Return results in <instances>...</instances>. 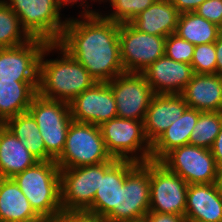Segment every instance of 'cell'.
<instances>
[{
  "label": "cell",
  "mask_w": 222,
  "mask_h": 222,
  "mask_svg": "<svg viewBox=\"0 0 222 222\" xmlns=\"http://www.w3.org/2000/svg\"><path fill=\"white\" fill-rule=\"evenodd\" d=\"M194 44L173 33L166 37L165 55L174 61L191 64Z\"/></svg>",
  "instance_id": "obj_32"
},
{
  "label": "cell",
  "mask_w": 222,
  "mask_h": 222,
  "mask_svg": "<svg viewBox=\"0 0 222 222\" xmlns=\"http://www.w3.org/2000/svg\"><path fill=\"white\" fill-rule=\"evenodd\" d=\"M39 81H7L0 79V121L28 112L37 94Z\"/></svg>",
  "instance_id": "obj_24"
},
{
  "label": "cell",
  "mask_w": 222,
  "mask_h": 222,
  "mask_svg": "<svg viewBox=\"0 0 222 222\" xmlns=\"http://www.w3.org/2000/svg\"><path fill=\"white\" fill-rule=\"evenodd\" d=\"M179 14L170 0H156L130 24L140 32L167 37L176 32Z\"/></svg>",
  "instance_id": "obj_21"
},
{
  "label": "cell",
  "mask_w": 222,
  "mask_h": 222,
  "mask_svg": "<svg viewBox=\"0 0 222 222\" xmlns=\"http://www.w3.org/2000/svg\"><path fill=\"white\" fill-rule=\"evenodd\" d=\"M34 211L45 222H57L61 206L60 168L55 160L38 161L13 177Z\"/></svg>",
  "instance_id": "obj_3"
},
{
  "label": "cell",
  "mask_w": 222,
  "mask_h": 222,
  "mask_svg": "<svg viewBox=\"0 0 222 222\" xmlns=\"http://www.w3.org/2000/svg\"><path fill=\"white\" fill-rule=\"evenodd\" d=\"M141 73L155 94H181L194 75L191 64L174 61L166 55Z\"/></svg>",
  "instance_id": "obj_17"
},
{
  "label": "cell",
  "mask_w": 222,
  "mask_h": 222,
  "mask_svg": "<svg viewBox=\"0 0 222 222\" xmlns=\"http://www.w3.org/2000/svg\"><path fill=\"white\" fill-rule=\"evenodd\" d=\"M191 66L197 74H216L215 42L196 45Z\"/></svg>",
  "instance_id": "obj_31"
},
{
  "label": "cell",
  "mask_w": 222,
  "mask_h": 222,
  "mask_svg": "<svg viewBox=\"0 0 222 222\" xmlns=\"http://www.w3.org/2000/svg\"><path fill=\"white\" fill-rule=\"evenodd\" d=\"M0 222H45L13 178L0 177Z\"/></svg>",
  "instance_id": "obj_22"
},
{
  "label": "cell",
  "mask_w": 222,
  "mask_h": 222,
  "mask_svg": "<svg viewBox=\"0 0 222 222\" xmlns=\"http://www.w3.org/2000/svg\"><path fill=\"white\" fill-rule=\"evenodd\" d=\"M201 111L188 107L151 145V160L160 161L171 150L189 144L193 127Z\"/></svg>",
  "instance_id": "obj_25"
},
{
  "label": "cell",
  "mask_w": 222,
  "mask_h": 222,
  "mask_svg": "<svg viewBox=\"0 0 222 222\" xmlns=\"http://www.w3.org/2000/svg\"><path fill=\"white\" fill-rule=\"evenodd\" d=\"M222 127V112H201L189 139L190 145L210 149Z\"/></svg>",
  "instance_id": "obj_29"
},
{
  "label": "cell",
  "mask_w": 222,
  "mask_h": 222,
  "mask_svg": "<svg viewBox=\"0 0 222 222\" xmlns=\"http://www.w3.org/2000/svg\"><path fill=\"white\" fill-rule=\"evenodd\" d=\"M66 4H70L71 3V5H73V4H76L79 0H63ZM84 1V2H83ZM92 1H96V0H92ZM101 2V0H98V2ZM81 2L82 3H80L81 4V7H82V5H85L84 3H86V5L85 6H87V4H88V2H86V0H81Z\"/></svg>",
  "instance_id": "obj_40"
},
{
  "label": "cell",
  "mask_w": 222,
  "mask_h": 222,
  "mask_svg": "<svg viewBox=\"0 0 222 222\" xmlns=\"http://www.w3.org/2000/svg\"><path fill=\"white\" fill-rule=\"evenodd\" d=\"M54 49L61 51V58L55 60L46 59L45 61V55ZM95 83L96 80L89 74L86 68L57 43H48L46 45L39 62L37 93L40 96L69 104Z\"/></svg>",
  "instance_id": "obj_2"
},
{
  "label": "cell",
  "mask_w": 222,
  "mask_h": 222,
  "mask_svg": "<svg viewBox=\"0 0 222 222\" xmlns=\"http://www.w3.org/2000/svg\"><path fill=\"white\" fill-rule=\"evenodd\" d=\"M131 160H118L100 163V184L93 204L86 211L105 219L118 207L119 188L124 185L127 174L137 165Z\"/></svg>",
  "instance_id": "obj_16"
},
{
  "label": "cell",
  "mask_w": 222,
  "mask_h": 222,
  "mask_svg": "<svg viewBox=\"0 0 222 222\" xmlns=\"http://www.w3.org/2000/svg\"><path fill=\"white\" fill-rule=\"evenodd\" d=\"M112 89L117 116L143 121L155 95L142 73L124 72L107 82Z\"/></svg>",
  "instance_id": "obj_12"
},
{
  "label": "cell",
  "mask_w": 222,
  "mask_h": 222,
  "mask_svg": "<svg viewBox=\"0 0 222 222\" xmlns=\"http://www.w3.org/2000/svg\"><path fill=\"white\" fill-rule=\"evenodd\" d=\"M119 42L125 72L141 73L165 55L166 37L140 32L130 23L119 24Z\"/></svg>",
  "instance_id": "obj_9"
},
{
  "label": "cell",
  "mask_w": 222,
  "mask_h": 222,
  "mask_svg": "<svg viewBox=\"0 0 222 222\" xmlns=\"http://www.w3.org/2000/svg\"><path fill=\"white\" fill-rule=\"evenodd\" d=\"M103 2V0H101ZM106 1V0H105ZM114 11L105 18L116 23H130L138 14L147 9L156 0H107Z\"/></svg>",
  "instance_id": "obj_30"
},
{
  "label": "cell",
  "mask_w": 222,
  "mask_h": 222,
  "mask_svg": "<svg viewBox=\"0 0 222 222\" xmlns=\"http://www.w3.org/2000/svg\"><path fill=\"white\" fill-rule=\"evenodd\" d=\"M159 162L189 185L215 183L218 166L210 149L183 145L168 152Z\"/></svg>",
  "instance_id": "obj_10"
},
{
  "label": "cell",
  "mask_w": 222,
  "mask_h": 222,
  "mask_svg": "<svg viewBox=\"0 0 222 222\" xmlns=\"http://www.w3.org/2000/svg\"><path fill=\"white\" fill-rule=\"evenodd\" d=\"M28 112L38 125L46 151L56 160L63 152L67 131L73 121L70 105L44 98L37 93Z\"/></svg>",
  "instance_id": "obj_7"
},
{
  "label": "cell",
  "mask_w": 222,
  "mask_h": 222,
  "mask_svg": "<svg viewBox=\"0 0 222 222\" xmlns=\"http://www.w3.org/2000/svg\"><path fill=\"white\" fill-rule=\"evenodd\" d=\"M84 8L80 19L67 20L57 44L82 64L96 82L124 73L120 59L119 23Z\"/></svg>",
  "instance_id": "obj_1"
},
{
  "label": "cell",
  "mask_w": 222,
  "mask_h": 222,
  "mask_svg": "<svg viewBox=\"0 0 222 222\" xmlns=\"http://www.w3.org/2000/svg\"><path fill=\"white\" fill-rule=\"evenodd\" d=\"M148 222H186L185 216L169 213L149 211L146 216Z\"/></svg>",
  "instance_id": "obj_35"
},
{
  "label": "cell",
  "mask_w": 222,
  "mask_h": 222,
  "mask_svg": "<svg viewBox=\"0 0 222 222\" xmlns=\"http://www.w3.org/2000/svg\"><path fill=\"white\" fill-rule=\"evenodd\" d=\"M99 126L72 121L61 155L55 160L60 169L96 165L111 161Z\"/></svg>",
  "instance_id": "obj_4"
},
{
  "label": "cell",
  "mask_w": 222,
  "mask_h": 222,
  "mask_svg": "<svg viewBox=\"0 0 222 222\" xmlns=\"http://www.w3.org/2000/svg\"><path fill=\"white\" fill-rule=\"evenodd\" d=\"M69 105L72 119L77 122L100 126L118 117L115 98L107 82H96Z\"/></svg>",
  "instance_id": "obj_15"
},
{
  "label": "cell",
  "mask_w": 222,
  "mask_h": 222,
  "mask_svg": "<svg viewBox=\"0 0 222 222\" xmlns=\"http://www.w3.org/2000/svg\"><path fill=\"white\" fill-rule=\"evenodd\" d=\"M185 219L222 222V196L215 183L188 185Z\"/></svg>",
  "instance_id": "obj_20"
},
{
  "label": "cell",
  "mask_w": 222,
  "mask_h": 222,
  "mask_svg": "<svg viewBox=\"0 0 222 222\" xmlns=\"http://www.w3.org/2000/svg\"><path fill=\"white\" fill-rule=\"evenodd\" d=\"M189 106L180 94H155L146 111L144 132L152 145Z\"/></svg>",
  "instance_id": "obj_18"
},
{
  "label": "cell",
  "mask_w": 222,
  "mask_h": 222,
  "mask_svg": "<svg viewBox=\"0 0 222 222\" xmlns=\"http://www.w3.org/2000/svg\"><path fill=\"white\" fill-rule=\"evenodd\" d=\"M31 39L15 12L0 0V48L16 47Z\"/></svg>",
  "instance_id": "obj_28"
},
{
  "label": "cell",
  "mask_w": 222,
  "mask_h": 222,
  "mask_svg": "<svg viewBox=\"0 0 222 222\" xmlns=\"http://www.w3.org/2000/svg\"><path fill=\"white\" fill-rule=\"evenodd\" d=\"M57 222H107L103 218L83 211V212H63Z\"/></svg>",
  "instance_id": "obj_34"
},
{
  "label": "cell",
  "mask_w": 222,
  "mask_h": 222,
  "mask_svg": "<svg viewBox=\"0 0 222 222\" xmlns=\"http://www.w3.org/2000/svg\"><path fill=\"white\" fill-rule=\"evenodd\" d=\"M179 13L194 12L206 0H170Z\"/></svg>",
  "instance_id": "obj_36"
},
{
  "label": "cell",
  "mask_w": 222,
  "mask_h": 222,
  "mask_svg": "<svg viewBox=\"0 0 222 222\" xmlns=\"http://www.w3.org/2000/svg\"><path fill=\"white\" fill-rule=\"evenodd\" d=\"M99 127L112 158L137 163L151 160V144L145 135L143 121L116 117Z\"/></svg>",
  "instance_id": "obj_6"
},
{
  "label": "cell",
  "mask_w": 222,
  "mask_h": 222,
  "mask_svg": "<svg viewBox=\"0 0 222 222\" xmlns=\"http://www.w3.org/2000/svg\"><path fill=\"white\" fill-rule=\"evenodd\" d=\"M38 161L4 124L0 127V177L13 178Z\"/></svg>",
  "instance_id": "obj_23"
},
{
  "label": "cell",
  "mask_w": 222,
  "mask_h": 222,
  "mask_svg": "<svg viewBox=\"0 0 222 222\" xmlns=\"http://www.w3.org/2000/svg\"><path fill=\"white\" fill-rule=\"evenodd\" d=\"M216 50V74L222 76V33L215 41Z\"/></svg>",
  "instance_id": "obj_38"
},
{
  "label": "cell",
  "mask_w": 222,
  "mask_h": 222,
  "mask_svg": "<svg viewBox=\"0 0 222 222\" xmlns=\"http://www.w3.org/2000/svg\"><path fill=\"white\" fill-rule=\"evenodd\" d=\"M215 186L217 188V191L222 196V166L218 167L216 180H215Z\"/></svg>",
  "instance_id": "obj_39"
},
{
  "label": "cell",
  "mask_w": 222,
  "mask_h": 222,
  "mask_svg": "<svg viewBox=\"0 0 222 222\" xmlns=\"http://www.w3.org/2000/svg\"><path fill=\"white\" fill-rule=\"evenodd\" d=\"M175 34L191 44L214 43L221 29L195 12L180 13Z\"/></svg>",
  "instance_id": "obj_27"
},
{
  "label": "cell",
  "mask_w": 222,
  "mask_h": 222,
  "mask_svg": "<svg viewBox=\"0 0 222 222\" xmlns=\"http://www.w3.org/2000/svg\"><path fill=\"white\" fill-rule=\"evenodd\" d=\"M150 208V160L138 163L126 176L119 188L118 207L104 219L122 222L146 216Z\"/></svg>",
  "instance_id": "obj_8"
},
{
  "label": "cell",
  "mask_w": 222,
  "mask_h": 222,
  "mask_svg": "<svg viewBox=\"0 0 222 222\" xmlns=\"http://www.w3.org/2000/svg\"><path fill=\"white\" fill-rule=\"evenodd\" d=\"M47 41L32 38L10 48H0V79L7 81H39V62Z\"/></svg>",
  "instance_id": "obj_14"
},
{
  "label": "cell",
  "mask_w": 222,
  "mask_h": 222,
  "mask_svg": "<svg viewBox=\"0 0 222 222\" xmlns=\"http://www.w3.org/2000/svg\"><path fill=\"white\" fill-rule=\"evenodd\" d=\"M100 184V164L60 169L63 212L87 211Z\"/></svg>",
  "instance_id": "obj_13"
},
{
  "label": "cell",
  "mask_w": 222,
  "mask_h": 222,
  "mask_svg": "<svg viewBox=\"0 0 222 222\" xmlns=\"http://www.w3.org/2000/svg\"><path fill=\"white\" fill-rule=\"evenodd\" d=\"M194 12L222 27V0H206Z\"/></svg>",
  "instance_id": "obj_33"
},
{
  "label": "cell",
  "mask_w": 222,
  "mask_h": 222,
  "mask_svg": "<svg viewBox=\"0 0 222 222\" xmlns=\"http://www.w3.org/2000/svg\"><path fill=\"white\" fill-rule=\"evenodd\" d=\"M4 125L23 142L39 161L55 160L47 151L38 125L29 112L8 119Z\"/></svg>",
  "instance_id": "obj_26"
},
{
  "label": "cell",
  "mask_w": 222,
  "mask_h": 222,
  "mask_svg": "<svg viewBox=\"0 0 222 222\" xmlns=\"http://www.w3.org/2000/svg\"><path fill=\"white\" fill-rule=\"evenodd\" d=\"M122 222H148L146 217L140 218V219H135V220H126Z\"/></svg>",
  "instance_id": "obj_41"
},
{
  "label": "cell",
  "mask_w": 222,
  "mask_h": 222,
  "mask_svg": "<svg viewBox=\"0 0 222 222\" xmlns=\"http://www.w3.org/2000/svg\"><path fill=\"white\" fill-rule=\"evenodd\" d=\"M180 95L190 108L201 112H222V76L194 73Z\"/></svg>",
  "instance_id": "obj_19"
},
{
  "label": "cell",
  "mask_w": 222,
  "mask_h": 222,
  "mask_svg": "<svg viewBox=\"0 0 222 222\" xmlns=\"http://www.w3.org/2000/svg\"><path fill=\"white\" fill-rule=\"evenodd\" d=\"M218 167L222 166V127L218 133L212 147L210 148Z\"/></svg>",
  "instance_id": "obj_37"
},
{
  "label": "cell",
  "mask_w": 222,
  "mask_h": 222,
  "mask_svg": "<svg viewBox=\"0 0 222 222\" xmlns=\"http://www.w3.org/2000/svg\"><path fill=\"white\" fill-rule=\"evenodd\" d=\"M188 183L159 161L150 160V208L185 216Z\"/></svg>",
  "instance_id": "obj_11"
},
{
  "label": "cell",
  "mask_w": 222,
  "mask_h": 222,
  "mask_svg": "<svg viewBox=\"0 0 222 222\" xmlns=\"http://www.w3.org/2000/svg\"><path fill=\"white\" fill-rule=\"evenodd\" d=\"M18 16L22 27L32 38L57 43L67 23L61 20L63 0H4Z\"/></svg>",
  "instance_id": "obj_5"
}]
</instances>
